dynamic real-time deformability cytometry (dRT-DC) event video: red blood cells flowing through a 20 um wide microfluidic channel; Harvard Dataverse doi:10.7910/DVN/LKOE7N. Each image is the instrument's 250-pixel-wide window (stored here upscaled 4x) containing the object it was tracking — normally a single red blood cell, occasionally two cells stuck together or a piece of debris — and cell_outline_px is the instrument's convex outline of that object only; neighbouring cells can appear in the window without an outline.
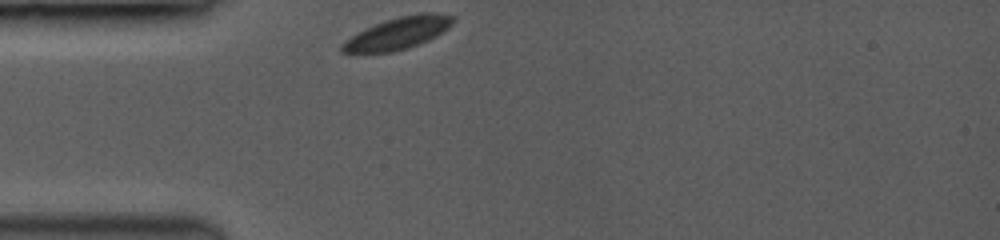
{"species": "common noctule bat (a hibernating species)", "species_latin": "Nyctalus noctula", "temperature_condition": "room temperature", "stored_images_in_passage": 4, "camera_frame_rate_fps": 3500, "um_per_image_px": 0.085, "animal": {"sex": "female", "body_mass_g": 19.0, "forearm_length_mm": 53.3}, "frame": {"image": 1, "passage_image": 1, "time_ms": 0.0, "image_size_px": [1000, 240], "cell_outline_px": [[456, 20], [448, 28], [436, 36], [428, 40], [392, 52], [340, 52], [340, 44], [352, 36], [384, 20], [400, 16], [420, 12], [432, 12], [456, 16]], "centroid_in_image_um": [33.88, 2.79], "position_along_channel_um": 51.1, "area_um2": 20.35}}